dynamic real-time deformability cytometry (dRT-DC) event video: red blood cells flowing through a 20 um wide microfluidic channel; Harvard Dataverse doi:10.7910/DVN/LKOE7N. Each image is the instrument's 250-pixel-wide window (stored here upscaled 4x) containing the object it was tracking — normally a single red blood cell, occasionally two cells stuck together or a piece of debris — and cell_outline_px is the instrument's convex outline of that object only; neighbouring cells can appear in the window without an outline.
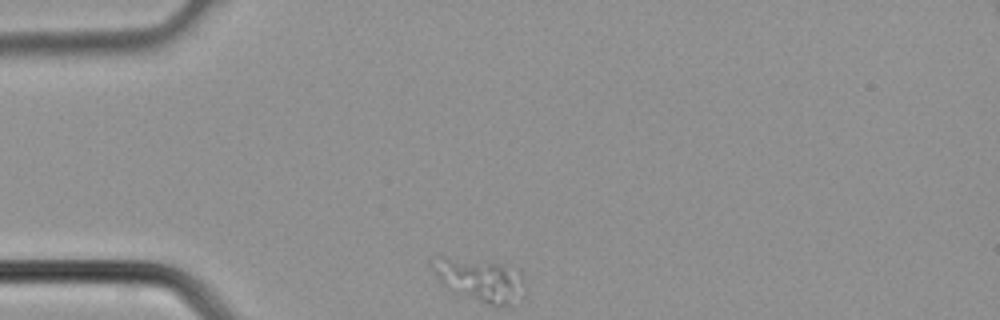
{"species": "common noctule bat (a hibernating species)", "species_latin": "Nyctalus noctula", "temperature_condition": "cold", "stored_images_in_passage": 23, "camera_frame_rate_fps": 3000, "um_per_image_px": 0.085, "animal": {"sex": "male", "body_mass_g": 21.5, "forearm_length_mm": 52.0}, "frame": {"image": 1, "passage_image": 1, "time_ms": 0.0, "image_size_px": [1000, 320], "cell_outline_px": [[524, 296], [508, 304], [488, 304], [456, 292], [448, 288], [440, 280], [436, 272], [440, 256], [444, 256], [500, 264], [524, 272]], "centroid_in_image_um": [40.95, 23.8], "position_along_channel_um": 44.1, "area_um2": 21.96}}
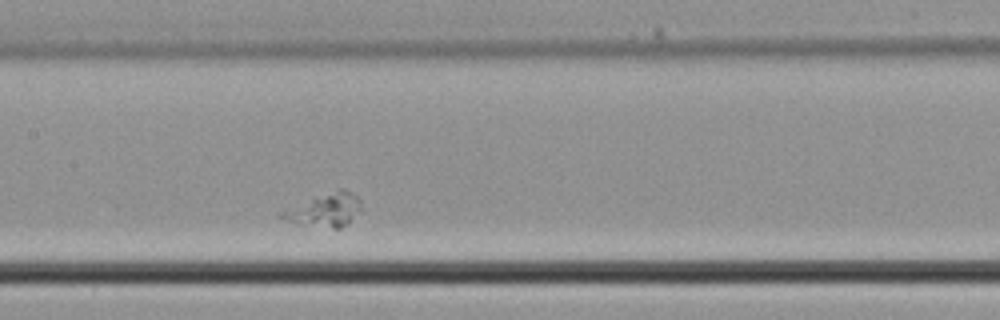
{"frame": {"image": 2, "passage_image": 11, "time_ms": 3.333, "image_size_px": [1000, 320], "cell_outline_px": [[364, 208], [360, 212], [340, 228], [332, 228], [292, 220], [276, 216], [276, 212], [284, 208], [340, 188], [344, 188], [360, 196]], "centroid_in_image_um": [27.68, 17.78], "position_along_channel_um": 179.7, "area_um2": 15.26}}
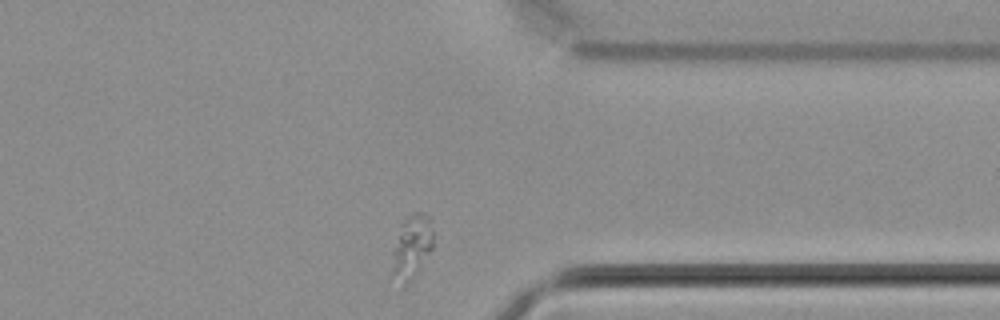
{"frame": {"image": 3, "passage_image": 23, "time_ms": 7.333, "image_size_px": [1000, 320], "cell_outline_px": [[432, 248], [408, 280], [404, 284], [392, 272], [392, 252], [400, 224], [408, 216], [416, 212], [424, 212], [432, 216]], "centroid_in_image_um": [35.0, 20.81], "position_along_channel_um": 376.4, "area_um2": 14.57}}